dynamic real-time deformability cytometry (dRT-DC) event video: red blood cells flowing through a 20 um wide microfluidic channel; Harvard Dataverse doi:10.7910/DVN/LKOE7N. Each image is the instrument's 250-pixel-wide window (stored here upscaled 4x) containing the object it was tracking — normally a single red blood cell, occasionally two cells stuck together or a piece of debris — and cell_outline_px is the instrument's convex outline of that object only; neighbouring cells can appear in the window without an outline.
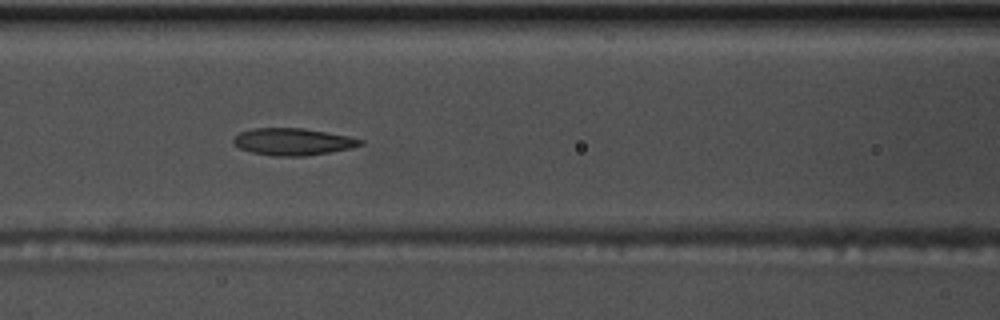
{"species": "common noctule bat (a hibernating species)", "species_latin": "Nyctalus noctula", "temperature_condition": "warm", "stored_images_in_passage": 55, "segment_of_instrument_passage": [1, 2], "camera_frame_rate_fps": 3000, "um_per_image_px": 0.085, "animal": {"sex": "male", "body_mass_g": 17.5, "forearm_length_mm": 52.3}, "frame": {"image": 1, "passage_image": 22, "time_ms": 7.0, "image_size_px": [1000, 320], "cell_outline_px": [[364, 144], [352, 148], [304, 156], [272, 156], [252, 152], [240, 148], [232, 144], [232, 140], [240, 132], [252, 128], [304, 128], [348, 136], [364, 140]], "centroid_in_image_um": [24.89, 12.04], "position_along_channel_um": 141.7, "area_um2": 20.0}}
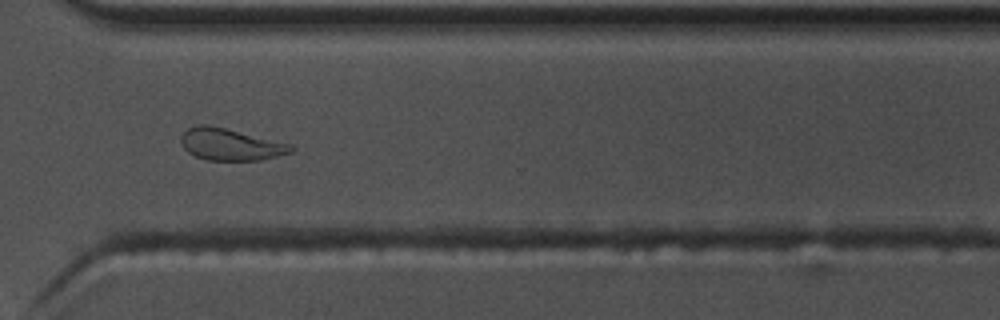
{"frame": {"image": 2, "passage_image": 39, "time_ms": 12.667, "image_size_px": [1000, 320], "cell_outline_px": [[296, 148], [292, 152], [260, 160], [208, 160], [196, 156], [188, 152], [184, 148], [180, 140], [180, 136], [188, 128], [196, 124], [208, 124], [292, 144]], "centroid_in_image_um": [19.58, 12.27], "position_along_channel_um": 351.0, "area_um2": 20.4}}
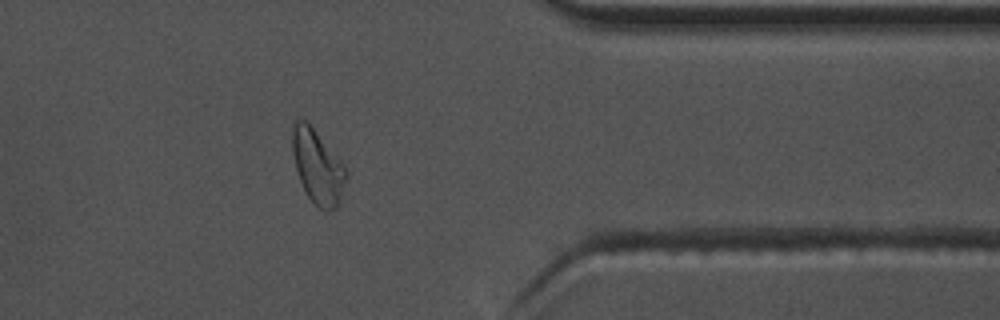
{"frame": {"image": 3, "passage_image": 43, "time_ms": 14.0, "image_size_px": [1000, 320], "cell_outline_px": [[348, 176], [336, 208], [320, 208], [312, 204], [300, 180], [296, 168], [292, 152], [292, 124], [296, 120], [308, 120], [344, 164], [348, 172]], "centroid_in_image_um": [26.99, 14.11], "position_along_channel_um": 384.4, "area_um2": 23.18}}